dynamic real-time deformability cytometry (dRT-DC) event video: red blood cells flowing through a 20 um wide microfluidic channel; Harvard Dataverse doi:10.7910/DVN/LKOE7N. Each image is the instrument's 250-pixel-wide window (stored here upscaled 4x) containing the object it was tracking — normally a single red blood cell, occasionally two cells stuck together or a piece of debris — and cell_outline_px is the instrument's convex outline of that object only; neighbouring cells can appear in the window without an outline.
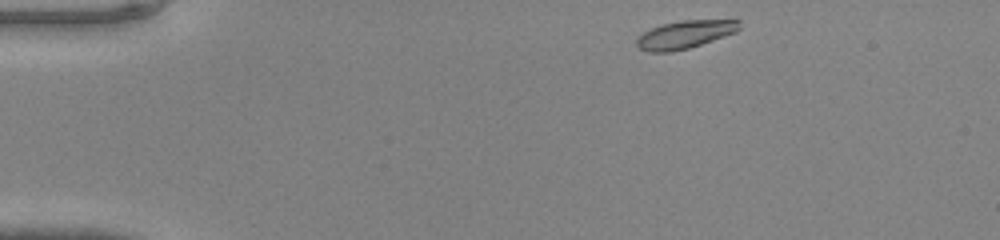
{"species": "common noctule bat (a hibernating species)", "species_latin": "Nyctalus noctula", "temperature_condition": "warm", "stored_images_in_passage": 41, "camera_frame_rate_fps": 3000, "um_per_image_px": 0.085, "animal": {"sex": "male", "body_mass_g": 20.0, "forearm_length_mm": 53.3}, "frame": {"image": 1, "passage_image": 1, "time_ms": 0.0, "image_size_px": [1000, 240], "cell_outline_px": [[740, 28], [736, 32], [688, 48], [672, 52], [648, 52], [640, 48], [636, 44], [636, 40], [644, 32], [652, 28], [664, 24], [680, 20], [740, 20]], "centroid_in_image_um": [58.22, 2.93], "position_along_channel_um": 26.8, "area_um2": 16.47}}
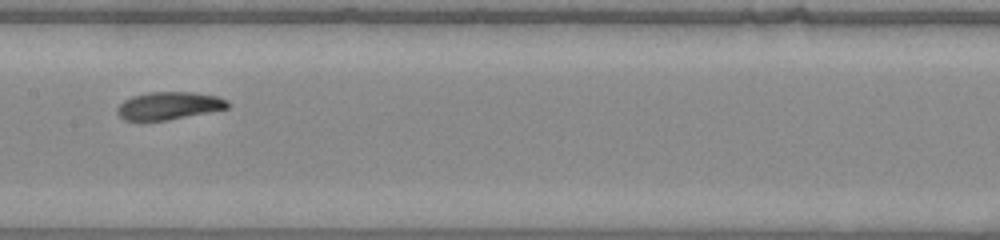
{"frame": {"image": 2, "passage_image": 18, "time_ms": 5.667, "image_size_px": [1000, 240], "cell_outline_px": [[228, 108], [168, 120], [124, 120], [116, 112], [116, 108], [124, 100], [132, 96], [148, 92], [192, 92], [216, 96], [228, 100]], "centroid_in_image_um": [14.33, 8.98], "position_along_channel_um": 193.1, "area_um2": 17.69}}
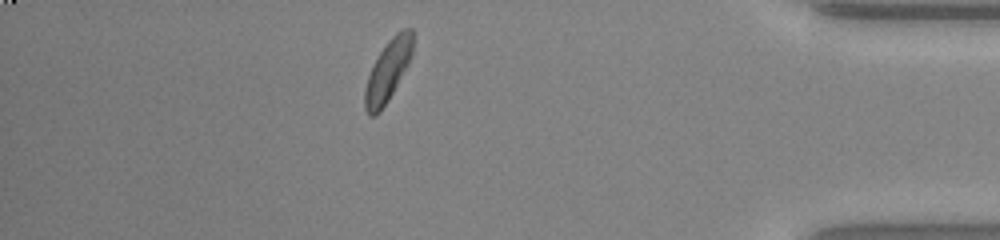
{"frame": {"image": 3, "passage_image": 35, "time_ms": 11.333, "image_size_px": [1000, 240], "cell_outline_px": [[412, 56], [408, 64], [388, 100], [380, 112], [376, 116], [368, 116], [364, 108], [364, 88], [368, 76], [380, 52], [388, 40], [396, 32], [404, 28], [412, 28]], "centroid_in_image_um": [32.95, 6.04], "position_along_channel_um": 402.3, "area_um2": 16.94}}